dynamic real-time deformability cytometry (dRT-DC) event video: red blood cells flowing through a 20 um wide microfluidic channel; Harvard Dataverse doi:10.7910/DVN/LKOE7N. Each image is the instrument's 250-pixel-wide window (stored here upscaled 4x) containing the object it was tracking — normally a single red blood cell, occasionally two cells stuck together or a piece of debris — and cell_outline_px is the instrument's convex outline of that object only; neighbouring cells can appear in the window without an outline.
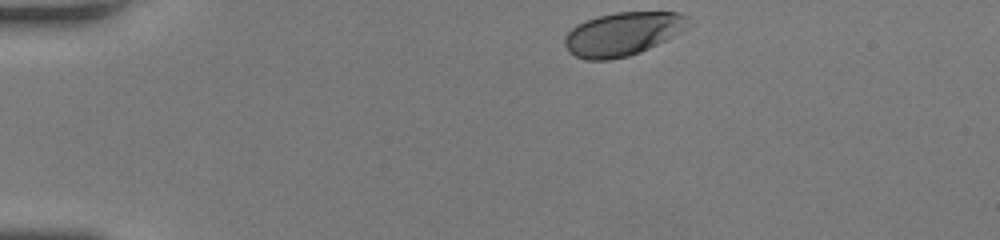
{"species": "human", "species_latin": "Homo sapiens", "temperature_condition": "room temperature", "stored_images_in_passage": 34, "camera_frame_rate_fps": 3000, "um_per_image_px": 0.085, "donor": {"sex": "female"}, "frame": {"image": 1, "passage_image": 1, "time_ms": 0.0, "image_size_px": [1000, 240], "cell_outline_px": [[688, 28], [640, 52], [628, 56], [608, 60], [584, 60], [568, 52], [564, 44], [564, 36], [576, 24], [600, 16], [616, 12], [680, 12], [688, 16]], "centroid_in_image_um": [52.9, 2.88], "position_along_channel_um": 32.1, "area_um2": 31.15}}
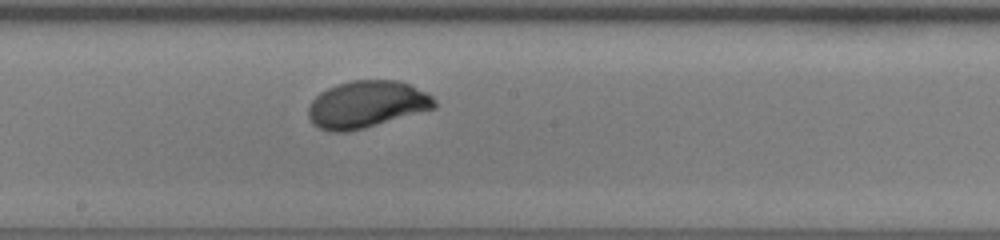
{"frame": {"image": 2, "passage_image": 20, "time_ms": 6.333, "image_size_px": [1000, 240], "cell_outline_px": [[436, 108], [364, 128], [348, 132], [328, 132], [312, 124], [308, 116], [308, 108], [312, 100], [320, 92], [336, 84], [352, 80], [400, 80], [428, 92], [436, 100]], "centroid_in_image_um": [31.17, 8.87], "position_along_channel_um": 217.0, "area_um2": 34.85}}
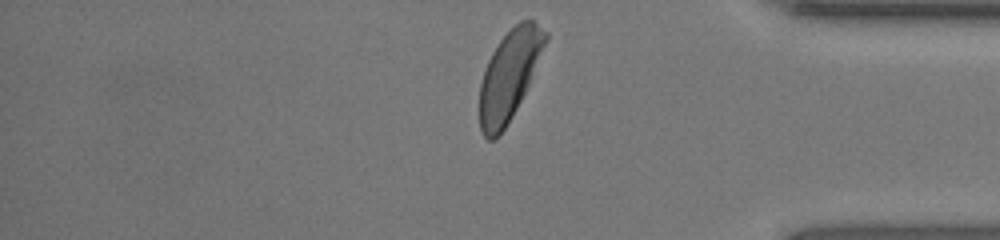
{"frame": {"image": 3, "passage_image": 34, "time_ms": 11.0, "image_size_px": [1000, 240], "cell_outline_px": [[548, 40], [528, 84], [512, 116], [500, 136], [492, 140], [488, 140], [484, 136], [480, 128], [480, 84], [488, 60], [492, 52], [500, 40], [520, 20], [532, 20], [548, 32]], "centroid_in_image_um": [43.29, 6.4], "position_along_channel_um": 391.9, "area_um2": 33.76}, "authors_computed_cell_mechanics": {"area_um2": 33.8708, "velocity_mm_per_s": 4.0951, "shape_relaxation_time_tau1_ms": 2.1094, "shape_relaxation_time_tau2_ms": null, "deformation_change_tau1": 0.1466, "deformation_change_tau2": null}}